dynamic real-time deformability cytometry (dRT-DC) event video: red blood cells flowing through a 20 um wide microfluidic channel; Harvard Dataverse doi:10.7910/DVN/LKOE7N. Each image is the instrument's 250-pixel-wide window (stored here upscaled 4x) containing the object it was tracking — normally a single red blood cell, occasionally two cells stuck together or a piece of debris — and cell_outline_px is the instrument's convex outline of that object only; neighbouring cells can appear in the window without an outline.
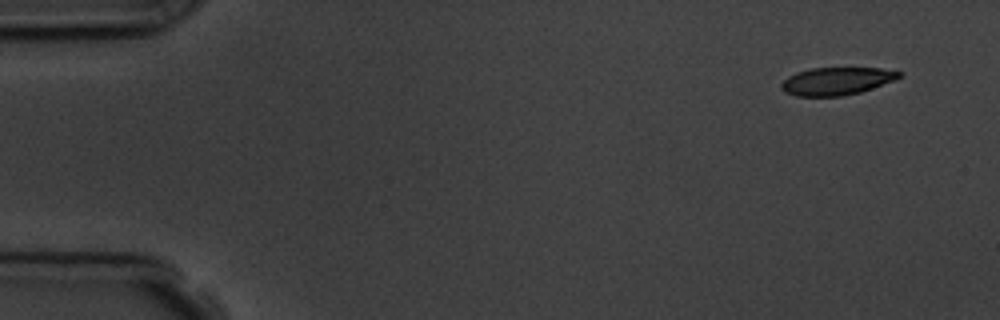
{"species": "common noctule bat (a hibernating species)", "species_latin": "Nyctalus noctula", "temperature_condition": "room temperature", "stored_images_in_passage": 7, "camera_frame_rate_fps": 3000, "um_per_image_px": 0.085, "animal": {"sex": "male", "body_mass_g": 19.5, "forearm_length_mm": 54.6}, "frame": {"image": 1, "passage_image": 1, "time_ms": 0.0, "image_size_px": [1000, 320], "cell_outline_px": [[904, 76], [896, 80], [860, 92], [840, 96], [796, 96], [784, 92], [780, 88], [780, 84], [788, 76], [796, 72], [808, 68], [880, 68], [904, 72]], "centroid_in_image_um": [71.13, 6.89], "position_along_channel_um": 13.9, "area_um2": 19.25}}
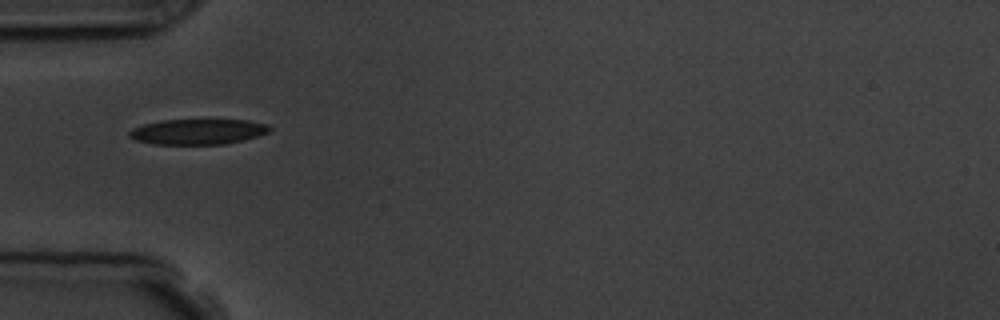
{"frame": {"image": 2, "passage_image": 5, "time_ms": 4.667, "image_size_px": [1000, 320], "cell_outline_px": [[272, 128], [268, 132], [244, 140], [224, 144], [152, 144], [136, 140], [128, 136], [128, 132], [132, 128], [144, 124], [164, 120], [248, 120], [268, 124]], "centroid_in_image_um": [16.82, 11.19], "position_along_channel_um": 68.2, "area_um2": 20.75}}